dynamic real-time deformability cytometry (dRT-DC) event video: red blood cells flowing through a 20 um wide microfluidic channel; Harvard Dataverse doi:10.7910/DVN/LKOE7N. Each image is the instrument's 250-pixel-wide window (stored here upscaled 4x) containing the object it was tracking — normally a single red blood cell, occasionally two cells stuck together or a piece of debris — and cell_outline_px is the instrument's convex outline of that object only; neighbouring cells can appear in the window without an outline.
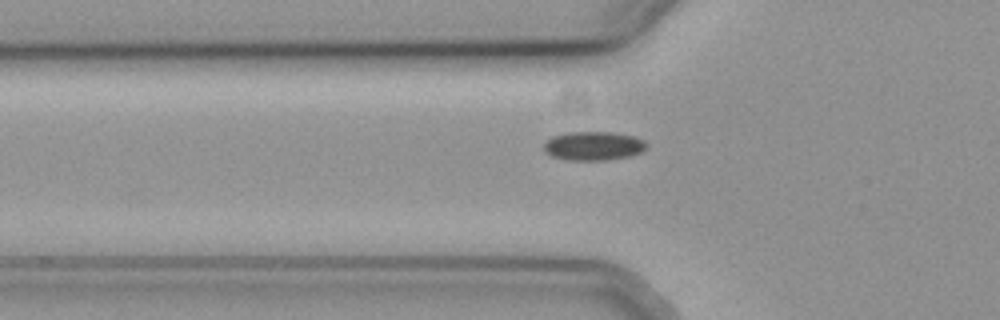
{"species": "common noctule bat (a hibernating species)", "species_latin": "Nyctalus noctula", "temperature_condition": "cold", "stored_images_in_passage": 43, "camera_frame_rate_fps": 3000, "um_per_image_px": 0.085, "animal": {"sex": "female", "body_mass_g": 19.3, "forearm_length_mm": 54.1}, "frame": {"image": 1, "passage_image": 6, "time_ms": 1.667, "image_size_px": [1000, 320], "cell_outline_px": [[648, 144], [640, 152], [628, 156], [604, 160], [568, 160], [552, 156], [544, 152], [544, 144], [552, 136], [568, 132], [612, 132], [636, 136], [644, 140]], "centroid_in_image_um": [50.43, 12.39], "position_along_channel_um": 75.4, "area_um2": 17.22}}
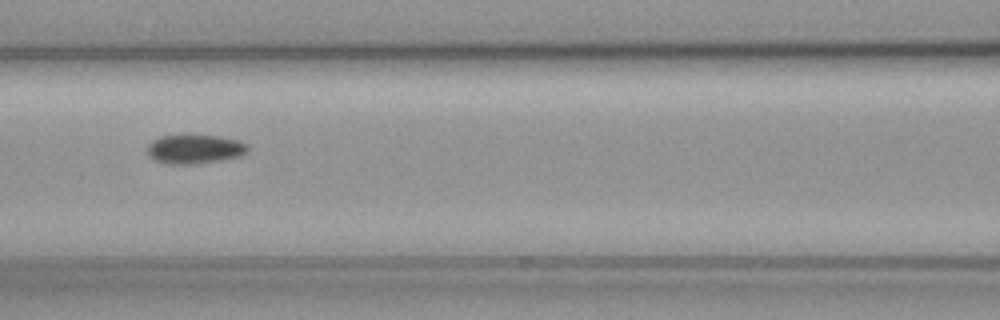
{"frame": {"image": 2, "passage_image": 12, "time_ms": 3.667, "image_size_px": [1000, 320], "cell_outline_px": [[248, 148], [240, 156], [220, 160], [196, 164], [168, 164], [156, 160], [148, 152], [148, 144], [152, 140], [160, 136], [220, 136], [240, 140]], "centroid_in_image_um": [16.54, 12.68], "position_along_channel_um": 150.1, "area_um2": 16.65}}
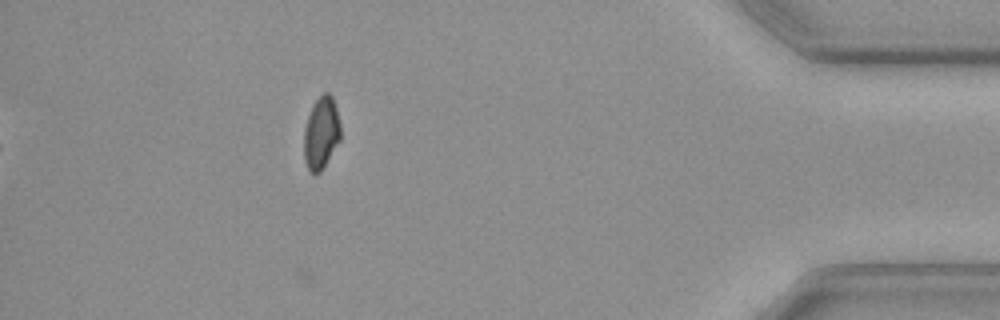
{"frame": {"image": 3, "passage_image": 37, "time_ms": 12.0, "image_size_px": [1000, 320], "cell_outline_px": [[340, 140], [324, 168], [320, 172], [308, 172], [304, 160], [304, 128], [312, 104], [324, 92], [328, 92], [332, 96], [336, 108], [340, 124]], "centroid_in_image_um": [27.29, 11.32], "position_along_channel_um": 407.9, "area_um2": 15.55}}